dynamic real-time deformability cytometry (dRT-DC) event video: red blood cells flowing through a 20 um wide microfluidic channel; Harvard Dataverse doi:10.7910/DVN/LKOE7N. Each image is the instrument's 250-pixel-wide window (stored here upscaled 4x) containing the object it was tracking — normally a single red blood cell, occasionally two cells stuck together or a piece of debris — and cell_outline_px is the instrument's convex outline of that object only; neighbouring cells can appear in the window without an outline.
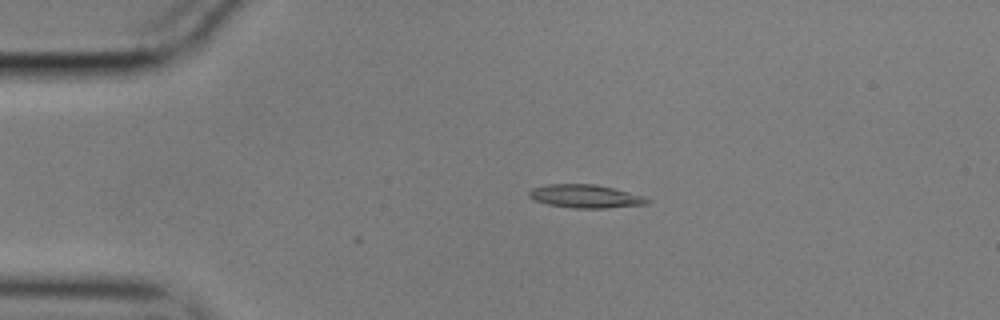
{"species": "common noctule bat (a hibernating species)", "species_latin": "Nyctalus noctula", "temperature_condition": "cold", "stored_images_in_passage": 3, "camera_frame_rate_fps": 3000, "um_per_image_px": 0.085, "animal": {"sex": "male", "body_mass_g": 17.9}, "frame": {"image": 1, "passage_image": 1, "time_ms": 0.0, "image_size_px": [1000, 320], "cell_outline_px": [[652, 200], [648, 204], [608, 208], [576, 208], [548, 204], [536, 200], [528, 196], [528, 192], [532, 188], [548, 184], [596, 184], [628, 192]], "centroid_in_image_um": [49.76, 16.68], "position_along_channel_um": 35.2, "area_um2": 15.84}}